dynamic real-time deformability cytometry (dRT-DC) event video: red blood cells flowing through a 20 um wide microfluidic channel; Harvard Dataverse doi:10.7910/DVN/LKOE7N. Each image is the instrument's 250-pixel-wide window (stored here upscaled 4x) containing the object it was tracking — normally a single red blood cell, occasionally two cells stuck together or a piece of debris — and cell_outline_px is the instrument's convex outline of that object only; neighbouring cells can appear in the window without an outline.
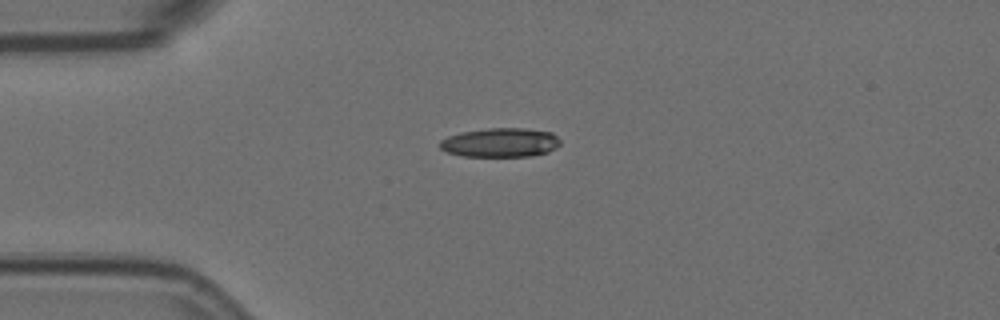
{"species": "Egyptian fruit bat (a non-hibernating species)", "species_latin": "Rousettus aegyptiacus", "temperature_condition": "room temperature", "stored_images_in_passage": 4, "camera_frame_rate_fps": 3000, "um_per_image_px": 0.085, "animal": {"sex": "female"}, "frame": {"image": 1, "passage_image": 4, "time_ms": 1.0, "image_size_px": [1000, 320], "cell_outline_px": [[560, 144], [556, 148], [548, 152], [532, 156], [464, 156], [448, 152], [440, 148], [440, 140], [448, 136], [460, 132], [488, 128], [524, 128], [552, 132], [560, 140]], "centroid_in_image_um": [42.55, 12.11], "position_along_channel_um": 42.5, "area_um2": 20.46}}